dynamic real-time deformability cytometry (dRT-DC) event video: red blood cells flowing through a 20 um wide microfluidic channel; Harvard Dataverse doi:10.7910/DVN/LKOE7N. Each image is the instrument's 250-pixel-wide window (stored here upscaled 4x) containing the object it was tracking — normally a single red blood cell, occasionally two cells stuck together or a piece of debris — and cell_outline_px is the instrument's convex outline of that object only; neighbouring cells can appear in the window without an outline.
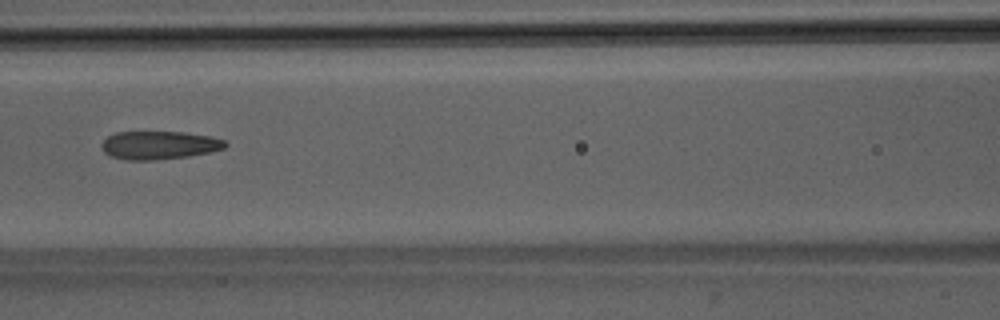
{"species": "Egyptian fruit bat (a non-hibernating species)", "species_latin": "Rousettus aegyptiacus", "temperature_condition": "room temperature", "stored_images_in_passage": 37, "camera_frame_rate_fps": 3000, "um_per_image_px": 0.085, "animal": {"sex": "male"}, "frame": {"image": 1, "passage_image": 9, "time_ms": 2.667, "image_size_px": [1000, 320], "cell_outline_px": [[228, 144], [224, 148], [208, 152], [188, 156], [152, 160], [128, 160], [108, 156], [104, 152], [100, 144], [108, 136], [116, 132], [184, 132], [212, 136], [224, 140]], "centroid_in_image_um": [13.5, 12.33], "position_along_channel_um": 153.1, "area_um2": 20.35}}
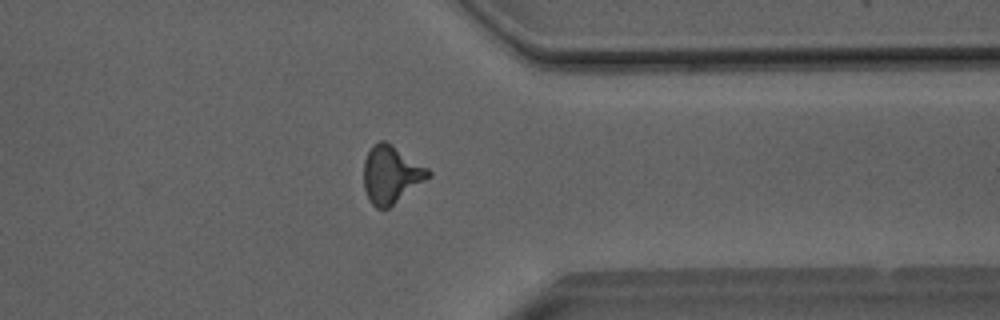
{"frame": {"image": 2, "passage_image": 26, "time_ms": 8.333, "image_size_px": [1000, 320], "cell_outline_px": [[432, 176], [388, 208], [376, 208], [372, 204], [364, 188], [364, 160], [372, 144], [380, 140], [384, 140], [392, 144], [428, 168], [432, 172]], "centroid_in_image_um": [33.25, 14.81], "position_along_channel_um": 378.1, "area_um2": 21.62}}
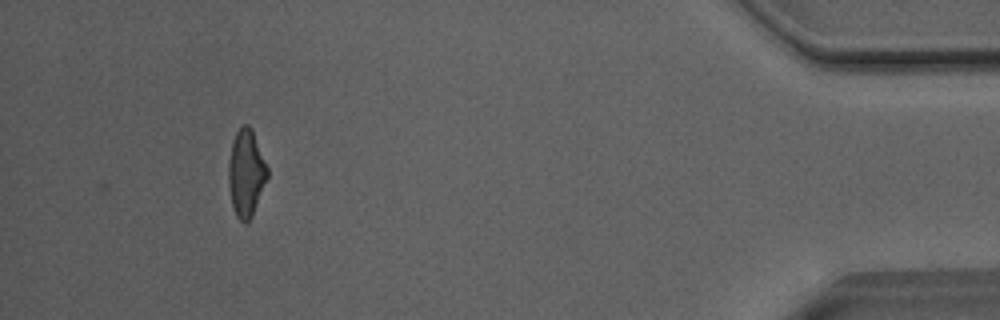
{"frame": {"image": 3, "passage_image": 33, "time_ms": 10.667, "image_size_px": [1000, 320], "cell_outline_px": [[268, 176], [252, 216], [244, 224], [236, 216], [232, 204], [228, 184], [228, 164], [232, 140], [236, 132], [244, 124], [248, 124], [252, 128], [268, 168]], "centroid_in_image_um": [20.91, 14.69], "position_along_channel_um": 414.3, "area_um2": 19.71}, "authors_computed_cell_mechanics": {"area_um2": 20.3456, "velocity_mm_per_s": 4.0725, "shape_relaxation_time_tau1_ms": 10.1812, "shape_relaxation_time_tau2_ms": 1.6958, "deformation_change_tau1": 0.2344, "deformation_change_tau2": 0.1063}}